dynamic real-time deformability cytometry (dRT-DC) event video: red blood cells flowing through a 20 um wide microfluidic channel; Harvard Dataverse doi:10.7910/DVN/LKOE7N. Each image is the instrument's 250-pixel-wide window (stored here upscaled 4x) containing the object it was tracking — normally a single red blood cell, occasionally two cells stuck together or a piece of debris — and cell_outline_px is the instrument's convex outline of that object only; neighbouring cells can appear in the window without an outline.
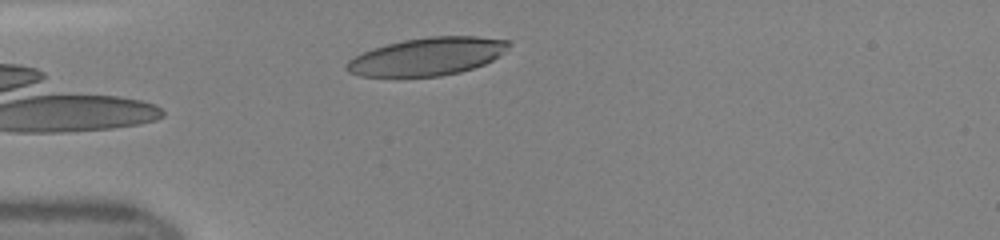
{"species": "human", "species_latin": "Homo sapiens", "temperature_condition": "room temperature", "stored_images_in_passage": 35, "camera_frame_rate_fps": 3000, "um_per_image_px": 0.085, "donor": {"sex": "female"}, "frame": {"image": 1, "passage_image": 1, "time_ms": 0.0, "image_size_px": [1000, 240], "cell_outline_px": [[512, 44], [500, 56], [484, 64], [460, 72], [440, 76], [360, 76], [348, 72], [344, 68], [344, 64], [348, 60], [364, 52], [388, 44], [404, 40], [428, 36], [476, 36], [512, 40]], "centroid_in_image_um": [36.36, 4.79], "position_along_channel_um": 48.6, "area_um2": 35.72}}
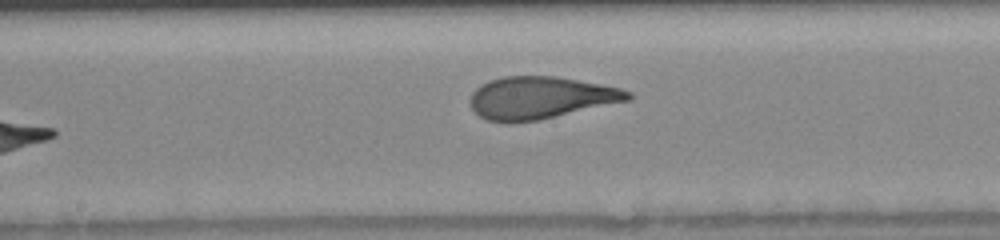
{"frame": {"image": 2, "passage_image": 13, "time_ms": 4.0, "image_size_px": [1000, 240], "cell_outline_px": [[632, 100], [536, 120], [508, 124], [488, 120], [480, 116], [472, 108], [468, 100], [472, 92], [480, 84], [488, 80], [504, 76], [556, 76], [600, 84], [620, 88], [632, 92]], "centroid_in_image_um": [45.91, 8.31], "position_along_channel_um": 202.3, "area_um2": 39.07}}
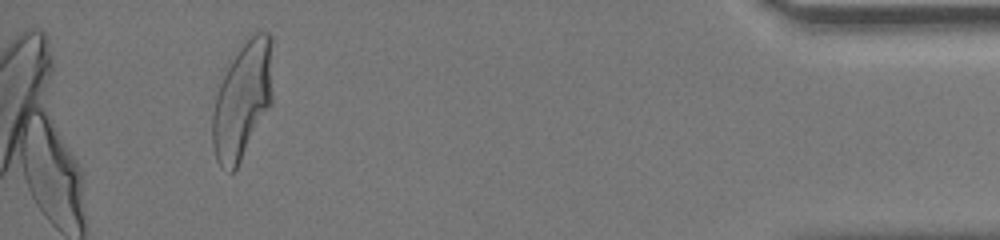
{"frame": {"image": 3, "passage_image": 32, "time_ms": 10.333, "image_size_px": [1000, 240], "cell_outline_px": [[272, 104], [236, 168], [232, 172], [228, 172], [216, 160], [212, 144], [212, 112], [216, 80], [248, 36], [256, 32], [268, 32], [272, 36]], "centroid_in_image_um": [20.58, 8.45], "position_along_channel_um": 414.6, "area_um2": 42.14}}